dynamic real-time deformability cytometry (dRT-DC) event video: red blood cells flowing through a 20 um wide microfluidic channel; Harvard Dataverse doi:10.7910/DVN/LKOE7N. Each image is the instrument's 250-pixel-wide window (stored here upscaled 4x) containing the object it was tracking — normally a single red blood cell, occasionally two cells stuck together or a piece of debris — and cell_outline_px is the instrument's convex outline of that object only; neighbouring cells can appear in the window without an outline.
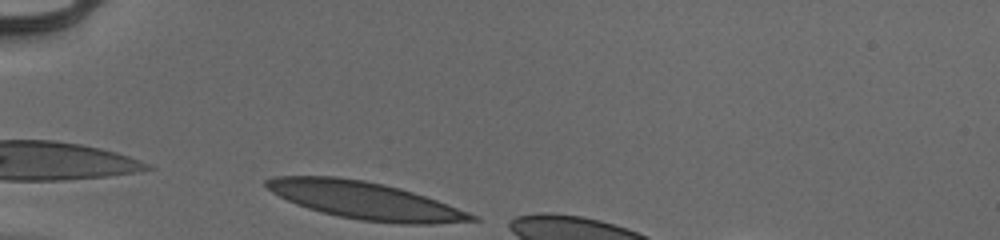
{"species": "human", "species_latin": "Homo sapiens", "temperature_condition": "cold", "stored_images_in_passage": 6, "camera_frame_rate_fps": 3000, "um_per_image_px": 0.085, "donor": {"sex": "male"}, "frame": {"image": 1, "passage_image": 1, "time_ms": 0.0, "image_size_px": [1000, 240], "cell_outline_px": [[480, 220], [432, 224], [400, 224], [360, 220], [320, 212], [296, 204], [272, 192], [264, 184], [264, 180], [276, 176], [336, 176], [364, 180], [384, 184], [400, 188], [448, 204], [480, 216]], "centroid_in_image_um": [31.05, 17.04], "position_along_channel_um": 54.0, "area_um2": 44.56}}